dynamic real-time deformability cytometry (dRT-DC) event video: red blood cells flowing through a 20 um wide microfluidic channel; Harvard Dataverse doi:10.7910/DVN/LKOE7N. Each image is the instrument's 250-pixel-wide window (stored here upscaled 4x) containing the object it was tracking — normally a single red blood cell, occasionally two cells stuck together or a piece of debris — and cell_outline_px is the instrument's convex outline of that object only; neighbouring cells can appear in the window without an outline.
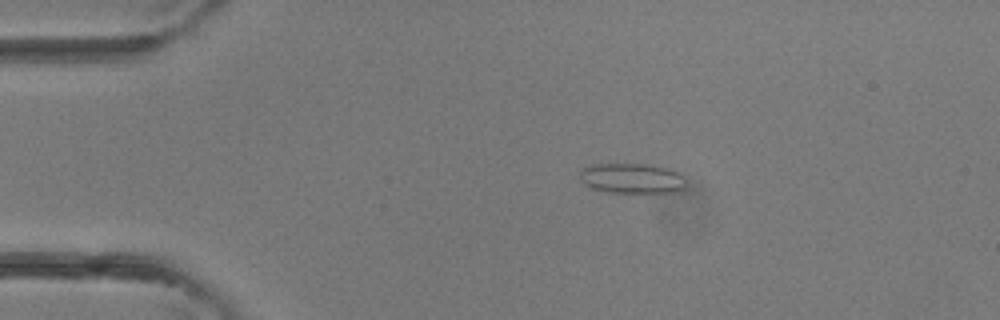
{"species": "common noctule bat (a hibernating species)", "species_latin": "Nyctalus noctula", "temperature_condition": "room temperature", "stored_images_in_passage": 4, "camera_frame_rate_fps": 3000, "um_per_image_px": 0.085, "animal": {"sex": "female"}, "frame": {"image": 1, "passage_image": 4, "time_ms": 1.0, "image_size_px": [1000, 320], "cell_outline_px": [[684, 188], [680, 192], [608, 192], [592, 188], [584, 184], [580, 180], [580, 172], [584, 168], [592, 164], [648, 164], [668, 168], [676, 172], [684, 180]], "centroid_in_image_um": [53.69, 15.16], "position_along_channel_um": 31.3, "area_um2": 18.5}}